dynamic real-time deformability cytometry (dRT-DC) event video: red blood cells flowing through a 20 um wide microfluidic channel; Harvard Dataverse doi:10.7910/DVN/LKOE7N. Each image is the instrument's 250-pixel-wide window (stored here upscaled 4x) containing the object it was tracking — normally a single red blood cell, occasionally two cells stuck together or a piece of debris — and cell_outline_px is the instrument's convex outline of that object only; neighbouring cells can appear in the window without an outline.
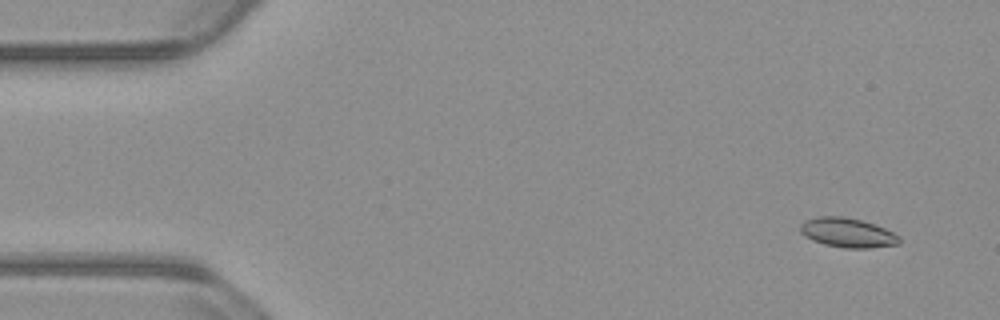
{"species": "common noctule bat (a hibernating species)", "species_latin": "Nyctalus noctula", "temperature_condition": "warm", "stored_images_in_passage": 55, "camera_frame_rate_fps": 3000, "um_per_image_px": 0.085, "animal": {"sex": "male", "body_mass_g": 23.1, "forearm_length_mm": 52.7}, "frame": {"image": 1, "passage_image": 4, "time_ms": 1.0, "image_size_px": [1000, 320], "cell_outline_px": [[900, 244], [872, 248], [844, 248], [824, 244], [812, 240], [804, 236], [800, 232], [800, 224], [804, 220], [816, 216], [844, 216], [876, 224], [900, 236]], "centroid_in_image_um": [72.03, 19.77], "position_along_channel_um": 13.0, "area_um2": 17.22}}
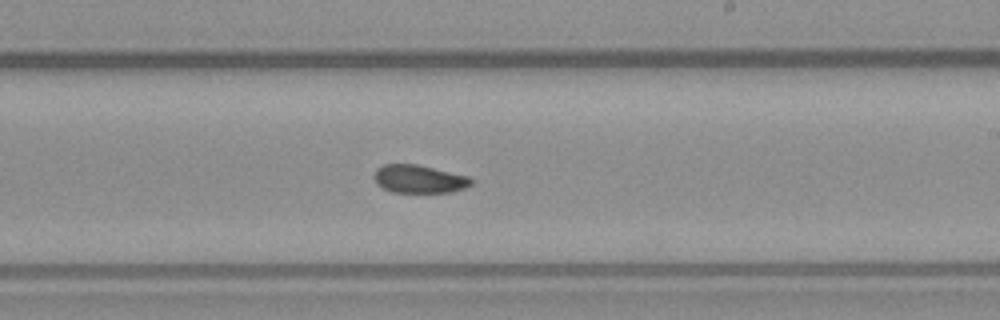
{"frame": {"image": 2, "passage_image": 32, "time_ms": 10.333, "image_size_px": [1000, 320], "cell_outline_px": [[472, 184], [464, 188], [452, 192], [392, 192], [376, 184], [372, 176], [376, 168], [384, 164], [416, 164], [468, 176], [472, 180]], "centroid_in_image_um": [35.58, 15.21], "position_along_channel_um": 253.4, "area_um2": 15.9}}
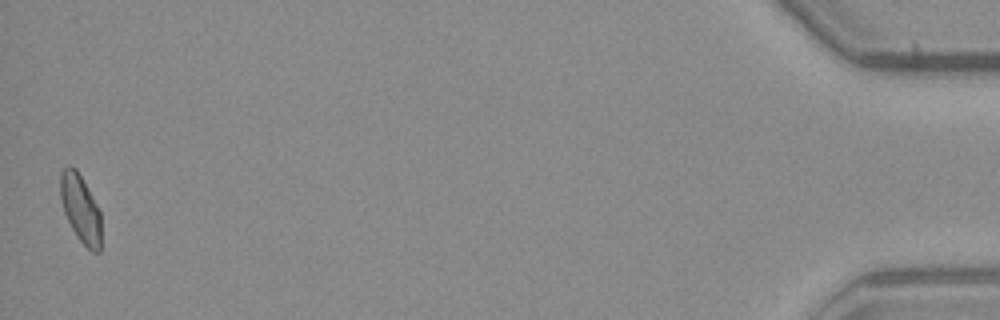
{"frame": {"image": 3, "passage_image": 54, "time_ms": 17.667, "image_size_px": [1000, 320], "cell_outline_px": [[100, 252], [92, 252], [76, 236], [64, 212], [60, 196], [60, 172], [68, 164], [76, 168], [96, 204], [100, 212]], "centroid_in_image_um": [6.82, 17.71], "position_along_channel_um": 428.4, "area_um2": 15.9}, "authors_computed_cell_mechanics": {"area_um2": 16.5886, "velocity_mm_per_s": 3.7966, "shape_relaxation_time_tau1_ms": null, "shape_relaxation_time_tau2_ms": 5.0675, "deformation_change_tau1": null, "deformation_change_tau2": 0.0761}}